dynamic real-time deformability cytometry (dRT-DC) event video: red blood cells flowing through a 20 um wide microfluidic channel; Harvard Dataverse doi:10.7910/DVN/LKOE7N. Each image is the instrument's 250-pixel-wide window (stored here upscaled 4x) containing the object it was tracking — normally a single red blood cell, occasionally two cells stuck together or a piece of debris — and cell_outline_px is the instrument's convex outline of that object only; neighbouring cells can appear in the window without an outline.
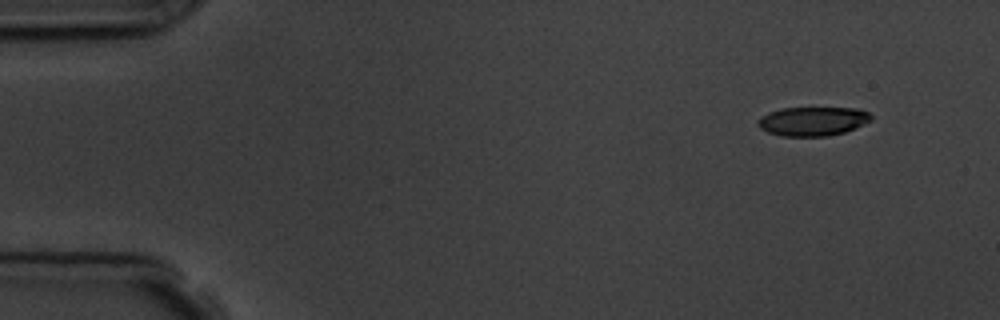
{"species": "common noctule bat (a hibernating species)", "species_latin": "Nyctalus noctula", "temperature_condition": "room temperature", "stored_images_in_passage": 4, "camera_frame_rate_fps": 3000, "um_per_image_px": 0.085, "animal": {"sex": "male", "body_mass_g": 19.5, "forearm_length_mm": 54.6}, "frame": {"image": 1, "passage_image": 1, "time_ms": 0.0, "image_size_px": [1000, 320], "cell_outline_px": [[872, 120], [856, 128], [844, 132], [828, 136], [780, 136], [768, 132], [760, 128], [756, 124], [756, 120], [760, 116], [768, 112], [784, 108], [856, 108], [868, 112], [872, 116]], "centroid_in_image_um": [69.06, 10.31], "position_along_channel_um": 15.9, "area_um2": 19.31}}
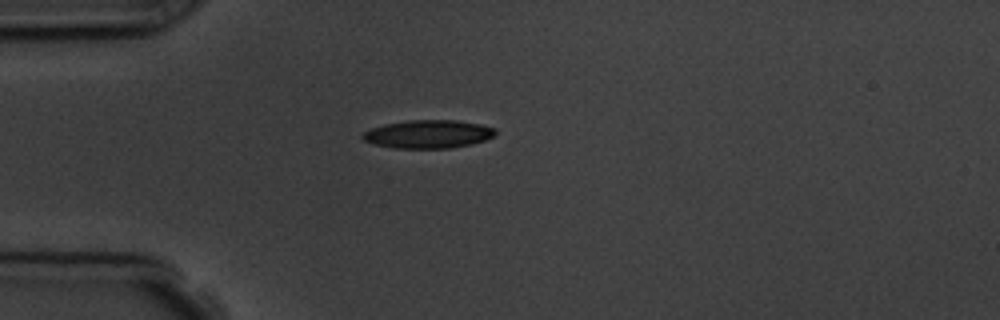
{"frame": {"image": 2, "passage_image": 4, "time_ms": 3.333, "image_size_px": [1000, 320], "cell_outline_px": [[496, 132], [492, 136], [484, 140], [472, 144], [448, 148], [392, 148], [376, 144], [364, 140], [360, 136], [364, 132], [372, 128], [384, 124], [408, 120], [456, 120], [480, 124], [496, 128]], "centroid_in_image_um": [36.39, 11.39], "position_along_channel_um": 48.6, "area_um2": 21.73}}